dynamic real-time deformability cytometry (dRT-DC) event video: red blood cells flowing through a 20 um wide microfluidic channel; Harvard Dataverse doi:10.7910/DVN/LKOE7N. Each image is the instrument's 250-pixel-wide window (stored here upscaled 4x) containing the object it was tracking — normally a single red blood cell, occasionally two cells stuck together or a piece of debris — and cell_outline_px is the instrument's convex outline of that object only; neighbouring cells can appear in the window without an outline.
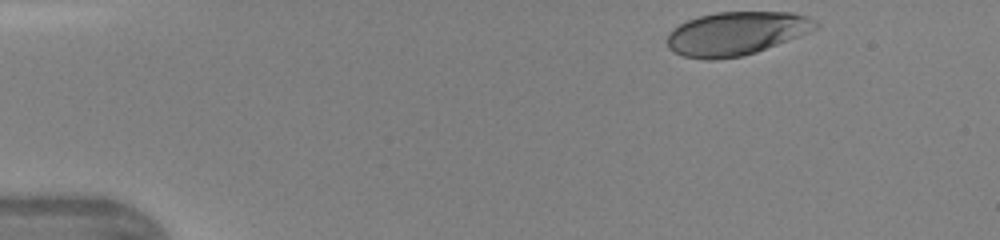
{"species": "human", "species_latin": "Homo sapiens", "temperature_condition": "warm", "stored_images_in_passage": 34, "camera_frame_rate_fps": 3000, "um_per_image_px": 0.085, "donor": {"sex": "female"}, "frame": {"image": 1, "passage_image": 1, "time_ms": 0.0, "image_size_px": [1000, 240], "cell_outline_px": [[820, 28], [800, 36], [756, 52], [740, 56], [712, 60], [704, 60], [684, 56], [668, 48], [668, 32], [672, 28], [688, 20], [700, 16], [716, 12], [792, 12], [808, 16], [816, 20], [820, 24]], "centroid_in_image_um": [62.62, 2.83], "position_along_channel_um": 22.4, "area_um2": 37.74}}
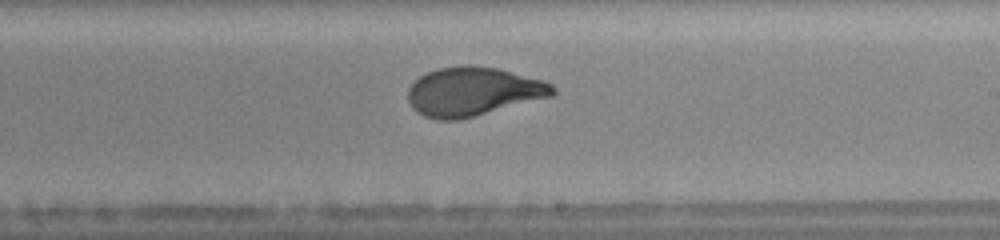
{"frame": {"image": 2, "passage_image": 22, "time_ms": 7.0, "image_size_px": [1000, 240], "cell_outline_px": [[556, 92], [552, 96], [460, 120], [440, 120], [424, 116], [416, 112], [412, 108], [408, 100], [408, 88], [420, 76], [428, 72], [440, 68], [468, 64], [500, 68], [544, 80], [552, 84], [556, 88]], "centroid_in_image_um": [40.23, 7.78], "position_along_channel_um": 248.8, "area_um2": 41.44}}
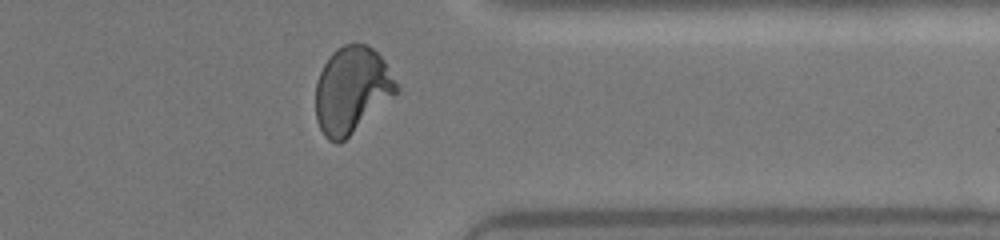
{"frame": {"image": 3, "passage_image": 31, "time_ms": 10.0, "image_size_px": [1000, 240], "cell_outline_px": [[400, 92], [396, 96], [340, 144], [336, 144], [328, 140], [324, 136], [316, 120], [316, 80], [324, 64], [332, 52], [336, 48], [344, 44], [368, 44], [384, 60], [400, 84]], "centroid_in_image_um": [29.94, 7.67], "position_along_channel_um": 381.5, "area_um2": 41.44}}